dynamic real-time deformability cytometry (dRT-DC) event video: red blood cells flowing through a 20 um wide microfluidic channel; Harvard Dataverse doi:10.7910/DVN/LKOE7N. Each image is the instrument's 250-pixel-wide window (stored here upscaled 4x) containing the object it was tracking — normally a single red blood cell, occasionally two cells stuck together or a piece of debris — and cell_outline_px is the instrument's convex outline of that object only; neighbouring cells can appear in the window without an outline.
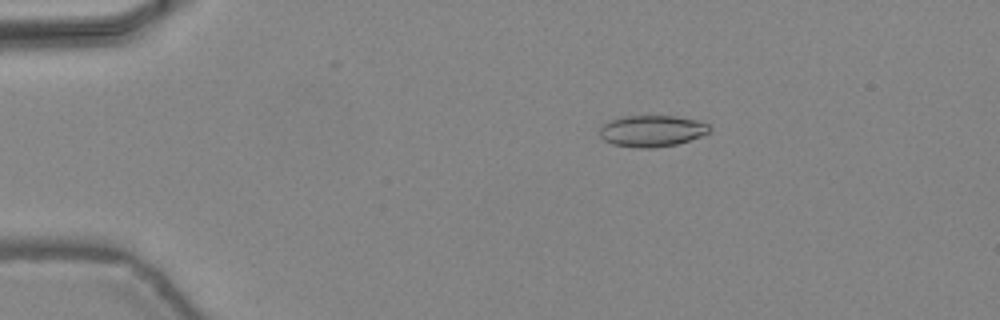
{"species": "common noctule bat (a hibernating species)", "species_latin": "Nyctalus noctula", "temperature_condition": "warm", "stored_images_in_passage": 42, "camera_frame_rate_fps": 3000, "um_per_image_px": 0.085, "animal": {"sex": "female", "body_mass_g": 24.6, "forearm_length_mm": 56.2}, "frame": {"image": 1, "passage_image": 4, "time_ms": 1.0, "image_size_px": [1000, 320], "cell_outline_px": [[712, 132], [676, 144], [652, 148], [636, 148], [612, 144], [604, 140], [600, 136], [600, 128], [608, 120], [624, 116], [676, 116], [696, 120], [708, 124], [712, 128]], "centroid_in_image_um": [55.41, 11.13], "position_along_channel_um": 29.6, "area_um2": 20.17}}
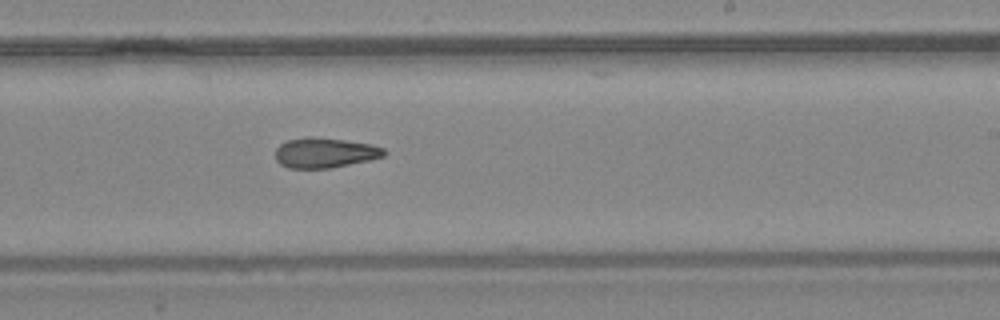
{"frame": {"image": 2, "passage_image": 24, "time_ms": 7.667, "image_size_px": [1000, 320], "cell_outline_px": [[388, 152], [384, 156], [368, 160], [332, 168], [288, 168], [280, 164], [276, 160], [276, 148], [280, 144], [288, 140], [308, 136], [312, 136], [344, 140], [372, 144], [384, 148]], "centroid_in_image_um": [27.61, 12.98], "position_along_channel_um": 261.4, "area_um2": 19.13}}
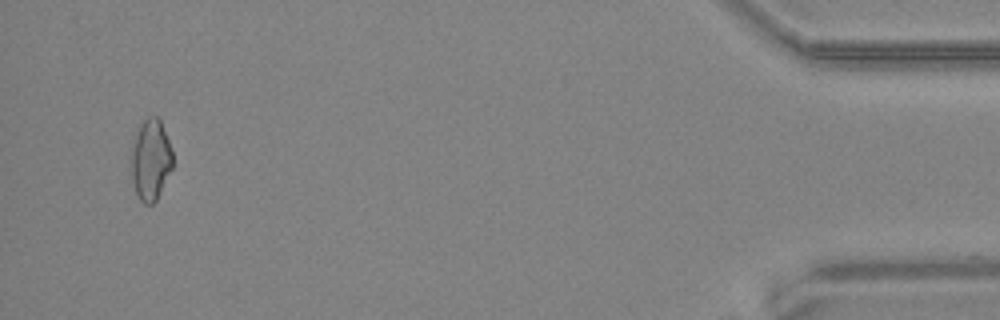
{"frame": {"image": 3, "passage_image": 40, "time_ms": 13.0, "image_size_px": [1000, 320], "cell_outline_px": [[172, 168], [156, 200], [152, 204], [144, 204], [140, 200], [136, 192], [132, 180], [132, 144], [136, 132], [140, 124], [148, 116], [156, 116], [160, 120], [168, 140], [172, 152]], "centroid_in_image_um": [12.8, 13.57], "position_along_channel_um": 422.4, "area_um2": 19.31}, "authors_computed_cell_mechanics": {"area_um2": 19.4208, "velocity_mm_per_s": 4.4686, "shape_relaxation_time_tau1_ms": null, "shape_relaxation_time_tau2_ms": 7.7001, "deformation_change_tau1": null, "deformation_change_tau2": 0.1756}}